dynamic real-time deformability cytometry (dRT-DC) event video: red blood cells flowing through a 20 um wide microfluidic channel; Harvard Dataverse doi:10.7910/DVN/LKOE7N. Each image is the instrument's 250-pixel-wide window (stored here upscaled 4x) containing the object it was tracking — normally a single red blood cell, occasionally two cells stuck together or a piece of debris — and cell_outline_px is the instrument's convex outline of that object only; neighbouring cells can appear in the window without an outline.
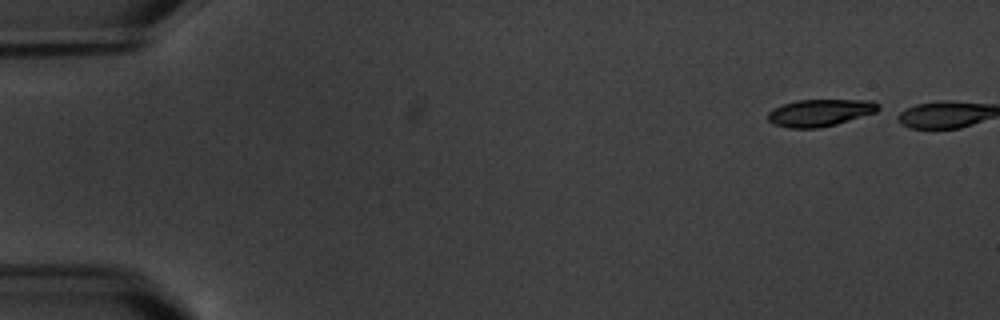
{"species": "common noctule bat (a hibernating species)", "species_latin": "Nyctalus noctula", "temperature_condition": "warm", "stored_images_in_passage": 2, "camera_frame_rate_fps": 3000, "um_per_image_px": 0.085, "animal": {"sex": "male", "body_mass_g": 20.1, "forearm_length_mm": 53.5}, "frame": {"image": 1, "passage_image": 1, "time_ms": 0.0, "image_size_px": [1000, 320], "cell_outline_px": [[880, 108], [876, 112], [836, 124], [820, 128], [788, 128], [772, 124], [768, 120], [768, 112], [784, 104], [796, 100], [872, 100], [880, 104]], "centroid_in_image_um": [69.71, 9.58], "position_along_channel_um": 15.3, "area_um2": 17.4}}